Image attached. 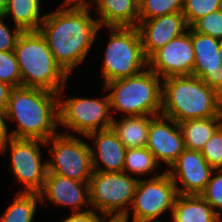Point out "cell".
Returning a JSON list of instances; mask_svg holds the SVG:
<instances>
[{
  "instance_id": "1",
  "label": "cell",
  "mask_w": 222,
  "mask_h": 222,
  "mask_svg": "<svg viewBox=\"0 0 222 222\" xmlns=\"http://www.w3.org/2000/svg\"><path fill=\"white\" fill-rule=\"evenodd\" d=\"M60 8L45 14L39 32L46 39L56 63L69 76L86 58L101 27L97 18L89 14V8L64 3Z\"/></svg>"
},
{
  "instance_id": "2",
  "label": "cell",
  "mask_w": 222,
  "mask_h": 222,
  "mask_svg": "<svg viewBox=\"0 0 222 222\" xmlns=\"http://www.w3.org/2000/svg\"><path fill=\"white\" fill-rule=\"evenodd\" d=\"M59 94L41 88H12L5 110L6 119L17 127L9 137L47 141L59 124Z\"/></svg>"
},
{
  "instance_id": "3",
  "label": "cell",
  "mask_w": 222,
  "mask_h": 222,
  "mask_svg": "<svg viewBox=\"0 0 222 222\" xmlns=\"http://www.w3.org/2000/svg\"><path fill=\"white\" fill-rule=\"evenodd\" d=\"M161 114L177 123L222 117V95L194 75L163 79Z\"/></svg>"
},
{
  "instance_id": "4",
  "label": "cell",
  "mask_w": 222,
  "mask_h": 222,
  "mask_svg": "<svg viewBox=\"0 0 222 222\" xmlns=\"http://www.w3.org/2000/svg\"><path fill=\"white\" fill-rule=\"evenodd\" d=\"M14 54L21 73V87L41 88L62 95L69 76L56 63L39 31H23Z\"/></svg>"
},
{
  "instance_id": "5",
  "label": "cell",
  "mask_w": 222,
  "mask_h": 222,
  "mask_svg": "<svg viewBox=\"0 0 222 222\" xmlns=\"http://www.w3.org/2000/svg\"><path fill=\"white\" fill-rule=\"evenodd\" d=\"M163 81L148 67L143 72L104 84L111 109L129 116H157L162 110Z\"/></svg>"
},
{
  "instance_id": "6",
  "label": "cell",
  "mask_w": 222,
  "mask_h": 222,
  "mask_svg": "<svg viewBox=\"0 0 222 222\" xmlns=\"http://www.w3.org/2000/svg\"><path fill=\"white\" fill-rule=\"evenodd\" d=\"M106 28L110 30V36L104 52L103 83L143 72L148 67V59L144 55L137 27Z\"/></svg>"
},
{
  "instance_id": "7",
  "label": "cell",
  "mask_w": 222,
  "mask_h": 222,
  "mask_svg": "<svg viewBox=\"0 0 222 222\" xmlns=\"http://www.w3.org/2000/svg\"><path fill=\"white\" fill-rule=\"evenodd\" d=\"M51 142L49 152L53 157L52 160H47L48 174L89 182L94 172L91 146L68 132L57 133L45 141L46 145Z\"/></svg>"
},
{
  "instance_id": "8",
  "label": "cell",
  "mask_w": 222,
  "mask_h": 222,
  "mask_svg": "<svg viewBox=\"0 0 222 222\" xmlns=\"http://www.w3.org/2000/svg\"><path fill=\"white\" fill-rule=\"evenodd\" d=\"M138 182L124 171H94L89 181L91 207L100 213L129 214Z\"/></svg>"
},
{
  "instance_id": "9",
  "label": "cell",
  "mask_w": 222,
  "mask_h": 222,
  "mask_svg": "<svg viewBox=\"0 0 222 222\" xmlns=\"http://www.w3.org/2000/svg\"><path fill=\"white\" fill-rule=\"evenodd\" d=\"M108 94L102 99L59 98V125L86 137L89 133L112 127Z\"/></svg>"
},
{
  "instance_id": "10",
  "label": "cell",
  "mask_w": 222,
  "mask_h": 222,
  "mask_svg": "<svg viewBox=\"0 0 222 222\" xmlns=\"http://www.w3.org/2000/svg\"><path fill=\"white\" fill-rule=\"evenodd\" d=\"M10 144V145H9ZM46 143L38 139H17L8 137L1 145L0 152L11 150V171L17 181L25 185L21 192L39 193L48 174L47 161L42 163L41 147Z\"/></svg>"
},
{
  "instance_id": "11",
  "label": "cell",
  "mask_w": 222,
  "mask_h": 222,
  "mask_svg": "<svg viewBox=\"0 0 222 222\" xmlns=\"http://www.w3.org/2000/svg\"><path fill=\"white\" fill-rule=\"evenodd\" d=\"M156 175L148 180L139 179L131 204L132 222H162L158 217L172 211L178 196L176 185L167 171Z\"/></svg>"
},
{
  "instance_id": "12",
  "label": "cell",
  "mask_w": 222,
  "mask_h": 222,
  "mask_svg": "<svg viewBox=\"0 0 222 222\" xmlns=\"http://www.w3.org/2000/svg\"><path fill=\"white\" fill-rule=\"evenodd\" d=\"M195 54L192 27L170 40L148 58V68L162 80L171 76L192 75Z\"/></svg>"
},
{
  "instance_id": "13",
  "label": "cell",
  "mask_w": 222,
  "mask_h": 222,
  "mask_svg": "<svg viewBox=\"0 0 222 222\" xmlns=\"http://www.w3.org/2000/svg\"><path fill=\"white\" fill-rule=\"evenodd\" d=\"M169 168L166 171L180 195H200L214 170L200 151L186 148ZM178 181L181 182V187L178 186Z\"/></svg>"
},
{
  "instance_id": "14",
  "label": "cell",
  "mask_w": 222,
  "mask_h": 222,
  "mask_svg": "<svg viewBox=\"0 0 222 222\" xmlns=\"http://www.w3.org/2000/svg\"><path fill=\"white\" fill-rule=\"evenodd\" d=\"M146 147L153 154L156 162L170 167L184 151V141L178 123L162 114L150 120Z\"/></svg>"
},
{
  "instance_id": "15",
  "label": "cell",
  "mask_w": 222,
  "mask_h": 222,
  "mask_svg": "<svg viewBox=\"0 0 222 222\" xmlns=\"http://www.w3.org/2000/svg\"><path fill=\"white\" fill-rule=\"evenodd\" d=\"M222 40L196 32L192 28L195 62L192 75L222 95V62L219 46Z\"/></svg>"
},
{
  "instance_id": "16",
  "label": "cell",
  "mask_w": 222,
  "mask_h": 222,
  "mask_svg": "<svg viewBox=\"0 0 222 222\" xmlns=\"http://www.w3.org/2000/svg\"><path fill=\"white\" fill-rule=\"evenodd\" d=\"M188 28L182 11L139 21L137 29L145 57L148 59L155 51L186 32Z\"/></svg>"
},
{
  "instance_id": "17",
  "label": "cell",
  "mask_w": 222,
  "mask_h": 222,
  "mask_svg": "<svg viewBox=\"0 0 222 222\" xmlns=\"http://www.w3.org/2000/svg\"><path fill=\"white\" fill-rule=\"evenodd\" d=\"M40 199L50 200L56 206H71L72 212H81V207L90 204L89 182H79L58 174H47Z\"/></svg>"
},
{
  "instance_id": "18",
  "label": "cell",
  "mask_w": 222,
  "mask_h": 222,
  "mask_svg": "<svg viewBox=\"0 0 222 222\" xmlns=\"http://www.w3.org/2000/svg\"><path fill=\"white\" fill-rule=\"evenodd\" d=\"M86 137L87 139L95 140L94 145L96 148H90L92 166L94 171H123L124 159L127 148L119 140L116 132L112 129V127L89 133ZM93 149L97 151H94ZM101 164L105 168H102Z\"/></svg>"
},
{
  "instance_id": "19",
  "label": "cell",
  "mask_w": 222,
  "mask_h": 222,
  "mask_svg": "<svg viewBox=\"0 0 222 222\" xmlns=\"http://www.w3.org/2000/svg\"><path fill=\"white\" fill-rule=\"evenodd\" d=\"M95 8L100 15V27L120 26L137 27L139 8L132 0H96Z\"/></svg>"
},
{
  "instance_id": "20",
  "label": "cell",
  "mask_w": 222,
  "mask_h": 222,
  "mask_svg": "<svg viewBox=\"0 0 222 222\" xmlns=\"http://www.w3.org/2000/svg\"><path fill=\"white\" fill-rule=\"evenodd\" d=\"M173 222H220L222 218L201 195H180L175 199Z\"/></svg>"
},
{
  "instance_id": "21",
  "label": "cell",
  "mask_w": 222,
  "mask_h": 222,
  "mask_svg": "<svg viewBox=\"0 0 222 222\" xmlns=\"http://www.w3.org/2000/svg\"><path fill=\"white\" fill-rule=\"evenodd\" d=\"M113 118L112 129L126 148L146 147L150 120L154 116H129Z\"/></svg>"
},
{
  "instance_id": "22",
  "label": "cell",
  "mask_w": 222,
  "mask_h": 222,
  "mask_svg": "<svg viewBox=\"0 0 222 222\" xmlns=\"http://www.w3.org/2000/svg\"><path fill=\"white\" fill-rule=\"evenodd\" d=\"M184 147L201 151L214 132L222 125V117H209L186 120L178 123Z\"/></svg>"
},
{
  "instance_id": "23",
  "label": "cell",
  "mask_w": 222,
  "mask_h": 222,
  "mask_svg": "<svg viewBox=\"0 0 222 222\" xmlns=\"http://www.w3.org/2000/svg\"><path fill=\"white\" fill-rule=\"evenodd\" d=\"M40 7V0H8L4 17L11 15L15 26L23 31H39L45 17Z\"/></svg>"
},
{
  "instance_id": "24",
  "label": "cell",
  "mask_w": 222,
  "mask_h": 222,
  "mask_svg": "<svg viewBox=\"0 0 222 222\" xmlns=\"http://www.w3.org/2000/svg\"><path fill=\"white\" fill-rule=\"evenodd\" d=\"M38 201L41 202L39 193L19 191L1 215L0 222H33Z\"/></svg>"
},
{
  "instance_id": "25",
  "label": "cell",
  "mask_w": 222,
  "mask_h": 222,
  "mask_svg": "<svg viewBox=\"0 0 222 222\" xmlns=\"http://www.w3.org/2000/svg\"><path fill=\"white\" fill-rule=\"evenodd\" d=\"M153 154L149 151L147 147H136V148H127L123 171L125 173H133L135 175H147L151 171L154 172L158 167Z\"/></svg>"
},
{
  "instance_id": "26",
  "label": "cell",
  "mask_w": 222,
  "mask_h": 222,
  "mask_svg": "<svg viewBox=\"0 0 222 222\" xmlns=\"http://www.w3.org/2000/svg\"><path fill=\"white\" fill-rule=\"evenodd\" d=\"M184 0H144L139 7V21L183 10Z\"/></svg>"
},
{
  "instance_id": "27",
  "label": "cell",
  "mask_w": 222,
  "mask_h": 222,
  "mask_svg": "<svg viewBox=\"0 0 222 222\" xmlns=\"http://www.w3.org/2000/svg\"><path fill=\"white\" fill-rule=\"evenodd\" d=\"M220 0H184L182 13L189 27L198 19L218 11Z\"/></svg>"
},
{
  "instance_id": "28",
  "label": "cell",
  "mask_w": 222,
  "mask_h": 222,
  "mask_svg": "<svg viewBox=\"0 0 222 222\" xmlns=\"http://www.w3.org/2000/svg\"><path fill=\"white\" fill-rule=\"evenodd\" d=\"M0 81L12 88L21 87V73L14 51H0Z\"/></svg>"
},
{
  "instance_id": "29",
  "label": "cell",
  "mask_w": 222,
  "mask_h": 222,
  "mask_svg": "<svg viewBox=\"0 0 222 222\" xmlns=\"http://www.w3.org/2000/svg\"><path fill=\"white\" fill-rule=\"evenodd\" d=\"M214 172H216L214 176ZM213 176V177H212ZM222 217V169H214L204 191L200 194ZM219 209V210H218Z\"/></svg>"
},
{
  "instance_id": "30",
  "label": "cell",
  "mask_w": 222,
  "mask_h": 222,
  "mask_svg": "<svg viewBox=\"0 0 222 222\" xmlns=\"http://www.w3.org/2000/svg\"><path fill=\"white\" fill-rule=\"evenodd\" d=\"M200 152L213 169H222V125L214 132Z\"/></svg>"
},
{
  "instance_id": "31",
  "label": "cell",
  "mask_w": 222,
  "mask_h": 222,
  "mask_svg": "<svg viewBox=\"0 0 222 222\" xmlns=\"http://www.w3.org/2000/svg\"><path fill=\"white\" fill-rule=\"evenodd\" d=\"M196 32L222 40V12H212L198 19L192 26Z\"/></svg>"
},
{
  "instance_id": "32",
  "label": "cell",
  "mask_w": 222,
  "mask_h": 222,
  "mask_svg": "<svg viewBox=\"0 0 222 222\" xmlns=\"http://www.w3.org/2000/svg\"><path fill=\"white\" fill-rule=\"evenodd\" d=\"M4 16H0V51L9 52L14 51L18 38L23 33V30L14 26V30L10 31L5 24Z\"/></svg>"
},
{
  "instance_id": "33",
  "label": "cell",
  "mask_w": 222,
  "mask_h": 222,
  "mask_svg": "<svg viewBox=\"0 0 222 222\" xmlns=\"http://www.w3.org/2000/svg\"><path fill=\"white\" fill-rule=\"evenodd\" d=\"M95 211L91 208L90 210L73 212L72 215L61 222H98L100 216Z\"/></svg>"
},
{
  "instance_id": "34",
  "label": "cell",
  "mask_w": 222,
  "mask_h": 222,
  "mask_svg": "<svg viewBox=\"0 0 222 222\" xmlns=\"http://www.w3.org/2000/svg\"><path fill=\"white\" fill-rule=\"evenodd\" d=\"M98 222H128L129 215L128 213H100ZM103 215V218H102ZM109 218L108 221H105L104 218Z\"/></svg>"
},
{
  "instance_id": "35",
  "label": "cell",
  "mask_w": 222,
  "mask_h": 222,
  "mask_svg": "<svg viewBox=\"0 0 222 222\" xmlns=\"http://www.w3.org/2000/svg\"><path fill=\"white\" fill-rule=\"evenodd\" d=\"M12 87L0 81V109L6 110Z\"/></svg>"
},
{
  "instance_id": "36",
  "label": "cell",
  "mask_w": 222,
  "mask_h": 222,
  "mask_svg": "<svg viewBox=\"0 0 222 222\" xmlns=\"http://www.w3.org/2000/svg\"><path fill=\"white\" fill-rule=\"evenodd\" d=\"M5 110L0 109V145L9 137Z\"/></svg>"
},
{
  "instance_id": "37",
  "label": "cell",
  "mask_w": 222,
  "mask_h": 222,
  "mask_svg": "<svg viewBox=\"0 0 222 222\" xmlns=\"http://www.w3.org/2000/svg\"><path fill=\"white\" fill-rule=\"evenodd\" d=\"M96 1V0H95ZM65 5L71 7H82V8H89L90 2L88 0H64L63 2Z\"/></svg>"
},
{
  "instance_id": "38",
  "label": "cell",
  "mask_w": 222,
  "mask_h": 222,
  "mask_svg": "<svg viewBox=\"0 0 222 222\" xmlns=\"http://www.w3.org/2000/svg\"><path fill=\"white\" fill-rule=\"evenodd\" d=\"M8 0H0V16H4L7 8Z\"/></svg>"
},
{
  "instance_id": "39",
  "label": "cell",
  "mask_w": 222,
  "mask_h": 222,
  "mask_svg": "<svg viewBox=\"0 0 222 222\" xmlns=\"http://www.w3.org/2000/svg\"><path fill=\"white\" fill-rule=\"evenodd\" d=\"M132 1L137 5L138 8L144 2V0H132Z\"/></svg>"
},
{
  "instance_id": "40",
  "label": "cell",
  "mask_w": 222,
  "mask_h": 222,
  "mask_svg": "<svg viewBox=\"0 0 222 222\" xmlns=\"http://www.w3.org/2000/svg\"><path fill=\"white\" fill-rule=\"evenodd\" d=\"M219 52H220V58H221V62H222V42L219 46Z\"/></svg>"
},
{
  "instance_id": "41",
  "label": "cell",
  "mask_w": 222,
  "mask_h": 222,
  "mask_svg": "<svg viewBox=\"0 0 222 222\" xmlns=\"http://www.w3.org/2000/svg\"><path fill=\"white\" fill-rule=\"evenodd\" d=\"M219 10L222 12V0H220Z\"/></svg>"
}]
</instances>
